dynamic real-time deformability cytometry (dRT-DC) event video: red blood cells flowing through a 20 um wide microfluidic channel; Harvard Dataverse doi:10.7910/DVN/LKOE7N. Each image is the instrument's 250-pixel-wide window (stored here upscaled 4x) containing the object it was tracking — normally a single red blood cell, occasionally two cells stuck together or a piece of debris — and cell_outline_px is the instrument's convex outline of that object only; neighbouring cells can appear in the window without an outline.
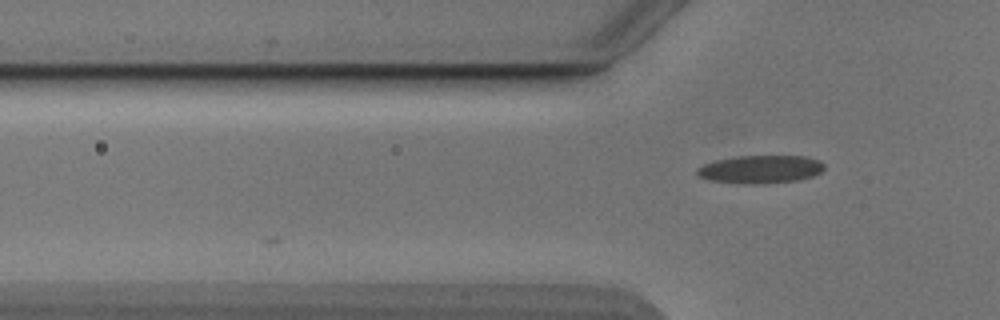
{"species": "Egyptian fruit bat (a non-hibernating species)", "species_latin": "Rousettus aegyptiacus", "temperature_condition": "cold", "stored_images_in_passage": 3, "camera_frame_rate_fps": 3000, "um_per_image_px": 0.085, "animal": {"sex": "male"}, "frame": {"image": 1, "passage_image": 3, "time_ms": 0.667, "image_size_px": [1000, 320], "cell_outline_px": [[824, 168], [820, 172], [812, 176], [796, 180], [764, 184], [744, 184], [712, 180], [700, 176], [696, 172], [696, 168], [704, 164], [716, 160], [740, 156], [804, 156], [820, 160], [824, 164]], "centroid_in_image_um": [64.66, 14.39], "position_along_channel_um": 61.1, "area_um2": 20.63}}